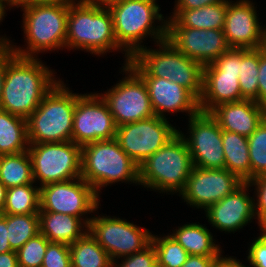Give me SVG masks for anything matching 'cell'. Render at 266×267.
Listing matches in <instances>:
<instances>
[{
  "instance_id": "5b68a950",
  "label": "cell",
  "mask_w": 266,
  "mask_h": 267,
  "mask_svg": "<svg viewBox=\"0 0 266 267\" xmlns=\"http://www.w3.org/2000/svg\"><path fill=\"white\" fill-rule=\"evenodd\" d=\"M158 48L139 50L128 64L141 77H159L188 89L198 100L202 94L203 66L180 52L169 40L155 43Z\"/></svg>"
},
{
  "instance_id": "6da1fadb",
  "label": "cell",
  "mask_w": 266,
  "mask_h": 267,
  "mask_svg": "<svg viewBox=\"0 0 266 267\" xmlns=\"http://www.w3.org/2000/svg\"><path fill=\"white\" fill-rule=\"evenodd\" d=\"M53 72L38 58L15 55L7 63L0 109L27 119L60 80Z\"/></svg>"
},
{
  "instance_id": "f907efd6",
  "label": "cell",
  "mask_w": 266,
  "mask_h": 267,
  "mask_svg": "<svg viewBox=\"0 0 266 267\" xmlns=\"http://www.w3.org/2000/svg\"><path fill=\"white\" fill-rule=\"evenodd\" d=\"M94 1L105 6V7H110V6L117 4L119 2L128 1V0H94Z\"/></svg>"
},
{
  "instance_id": "7dc6e473",
  "label": "cell",
  "mask_w": 266,
  "mask_h": 267,
  "mask_svg": "<svg viewBox=\"0 0 266 267\" xmlns=\"http://www.w3.org/2000/svg\"><path fill=\"white\" fill-rule=\"evenodd\" d=\"M73 0H24V6L39 4H70Z\"/></svg>"
},
{
  "instance_id": "e0dca14e",
  "label": "cell",
  "mask_w": 266,
  "mask_h": 267,
  "mask_svg": "<svg viewBox=\"0 0 266 267\" xmlns=\"http://www.w3.org/2000/svg\"><path fill=\"white\" fill-rule=\"evenodd\" d=\"M167 40L180 52L202 66L213 63L229 46L223 29H196L180 26L173 18H167Z\"/></svg>"
},
{
  "instance_id": "cb8c5ba5",
  "label": "cell",
  "mask_w": 266,
  "mask_h": 267,
  "mask_svg": "<svg viewBox=\"0 0 266 267\" xmlns=\"http://www.w3.org/2000/svg\"><path fill=\"white\" fill-rule=\"evenodd\" d=\"M170 234L189 255L221 256L220 244H215L212 233L205 225L187 223Z\"/></svg>"
},
{
  "instance_id": "816d5d0a",
  "label": "cell",
  "mask_w": 266,
  "mask_h": 267,
  "mask_svg": "<svg viewBox=\"0 0 266 267\" xmlns=\"http://www.w3.org/2000/svg\"><path fill=\"white\" fill-rule=\"evenodd\" d=\"M6 10L7 6L0 2V23L4 20V16H6Z\"/></svg>"
},
{
  "instance_id": "8992f818",
  "label": "cell",
  "mask_w": 266,
  "mask_h": 267,
  "mask_svg": "<svg viewBox=\"0 0 266 267\" xmlns=\"http://www.w3.org/2000/svg\"><path fill=\"white\" fill-rule=\"evenodd\" d=\"M59 80L26 119L29 144L72 141L73 115L81 95Z\"/></svg>"
},
{
  "instance_id": "2e32d148",
  "label": "cell",
  "mask_w": 266,
  "mask_h": 267,
  "mask_svg": "<svg viewBox=\"0 0 266 267\" xmlns=\"http://www.w3.org/2000/svg\"><path fill=\"white\" fill-rule=\"evenodd\" d=\"M188 136L180 130L194 166L225 169L222 129L210 113L199 112L188 118Z\"/></svg>"
},
{
  "instance_id": "4316f807",
  "label": "cell",
  "mask_w": 266,
  "mask_h": 267,
  "mask_svg": "<svg viewBox=\"0 0 266 267\" xmlns=\"http://www.w3.org/2000/svg\"><path fill=\"white\" fill-rule=\"evenodd\" d=\"M27 120L0 109V155L27 151Z\"/></svg>"
},
{
  "instance_id": "277c9868",
  "label": "cell",
  "mask_w": 266,
  "mask_h": 267,
  "mask_svg": "<svg viewBox=\"0 0 266 267\" xmlns=\"http://www.w3.org/2000/svg\"><path fill=\"white\" fill-rule=\"evenodd\" d=\"M20 9L24 12L22 29L26 49L11 43L7 36H0V46H9L24 58H38L39 53L66 48L69 4L29 5Z\"/></svg>"
},
{
  "instance_id": "7a4b0ae2",
  "label": "cell",
  "mask_w": 266,
  "mask_h": 267,
  "mask_svg": "<svg viewBox=\"0 0 266 267\" xmlns=\"http://www.w3.org/2000/svg\"><path fill=\"white\" fill-rule=\"evenodd\" d=\"M66 49L85 50L97 56L119 50L123 53L109 8L94 0H73L69 4Z\"/></svg>"
},
{
  "instance_id": "9c48e42d",
  "label": "cell",
  "mask_w": 266,
  "mask_h": 267,
  "mask_svg": "<svg viewBox=\"0 0 266 267\" xmlns=\"http://www.w3.org/2000/svg\"><path fill=\"white\" fill-rule=\"evenodd\" d=\"M27 151L39 187L81 177L82 146L73 141L29 144Z\"/></svg>"
},
{
  "instance_id": "d6986e66",
  "label": "cell",
  "mask_w": 266,
  "mask_h": 267,
  "mask_svg": "<svg viewBox=\"0 0 266 267\" xmlns=\"http://www.w3.org/2000/svg\"><path fill=\"white\" fill-rule=\"evenodd\" d=\"M229 1L223 32L231 48L257 49L266 46V26L259 22L251 0Z\"/></svg>"
},
{
  "instance_id": "ab89813d",
  "label": "cell",
  "mask_w": 266,
  "mask_h": 267,
  "mask_svg": "<svg viewBox=\"0 0 266 267\" xmlns=\"http://www.w3.org/2000/svg\"><path fill=\"white\" fill-rule=\"evenodd\" d=\"M258 104L266 107V46L259 48Z\"/></svg>"
},
{
  "instance_id": "f35d334b",
  "label": "cell",
  "mask_w": 266,
  "mask_h": 267,
  "mask_svg": "<svg viewBox=\"0 0 266 267\" xmlns=\"http://www.w3.org/2000/svg\"><path fill=\"white\" fill-rule=\"evenodd\" d=\"M248 247L247 260L252 267H266V242L259 236Z\"/></svg>"
},
{
  "instance_id": "5bb4252c",
  "label": "cell",
  "mask_w": 266,
  "mask_h": 267,
  "mask_svg": "<svg viewBox=\"0 0 266 267\" xmlns=\"http://www.w3.org/2000/svg\"><path fill=\"white\" fill-rule=\"evenodd\" d=\"M178 130L156 115L117 127L115 139L121 149L140 166L172 139Z\"/></svg>"
},
{
  "instance_id": "9a60e30c",
  "label": "cell",
  "mask_w": 266,
  "mask_h": 267,
  "mask_svg": "<svg viewBox=\"0 0 266 267\" xmlns=\"http://www.w3.org/2000/svg\"><path fill=\"white\" fill-rule=\"evenodd\" d=\"M117 126L106 101L99 93L81 94L73 115L72 141L80 146L111 140Z\"/></svg>"
},
{
  "instance_id": "f1b7e54d",
  "label": "cell",
  "mask_w": 266,
  "mask_h": 267,
  "mask_svg": "<svg viewBox=\"0 0 266 267\" xmlns=\"http://www.w3.org/2000/svg\"><path fill=\"white\" fill-rule=\"evenodd\" d=\"M0 181L7 189L35 183L28 151L0 155Z\"/></svg>"
},
{
  "instance_id": "c3c4849f",
  "label": "cell",
  "mask_w": 266,
  "mask_h": 267,
  "mask_svg": "<svg viewBox=\"0 0 266 267\" xmlns=\"http://www.w3.org/2000/svg\"><path fill=\"white\" fill-rule=\"evenodd\" d=\"M1 3H3L5 6L7 5L8 9L10 10L15 7H24V0H0Z\"/></svg>"
},
{
  "instance_id": "44dd1931",
  "label": "cell",
  "mask_w": 266,
  "mask_h": 267,
  "mask_svg": "<svg viewBox=\"0 0 266 267\" xmlns=\"http://www.w3.org/2000/svg\"><path fill=\"white\" fill-rule=\"evenodd\" d=\"M147 85L154 114L166 118V113L185 112L190 117L200 112L199 100L176 82L159 77H142Z\"/></svg>"
},
{
  "instance_id": "ffe728a7",
  "label": "cell",
  "mask_w": 266,
  "mask_h": 267,
  "mask_svg": "<svg viewBox=\"0 0 266 267\" xmlns=\"http://www.w3.org/2000/svg\"><path fill=\"white\" fill-rule=\"evenodd\" d=\"M249 187H251L249 183L244 182L233 193L205 210L206 219H208L210 225L212 224L213 228L215 227L221 232H233L234 234L237 230L243 229L248 223H251L253 219H256L255 198L250 196L248 191L251 188Z\"/></svg>"
},
{
  "instance_id": "7c38bea8",
  "label": "cell",
  "mask_w": 266,
  "mask_h": 267,
  "mask_svg": "<svg viewBox=\"0 0 266 267\" xmlns=\"http://www.w3.org/2000/svg\"><path fill=\"white\" fill-rule=\"evenodd\" d=\"M100 197L82 177L40 187V210L79 217L87 226L96 213ZM85 216V219H84Z\"/></svg>"
},
{
  "instance_id": "7402d4cb",
  "label": "cell",
  "mask_w": 266,
  "mask_h": 267,
  "mask_svg": "<svg viewBox=\"0 0 266 267\" xmlns=\"http://www.w3.org/2000/svg\"><path fill=\"white\" fill-rule=\"evenodd\" d=\"M209 113L222 130L248 138L266 117V107L254 100L243 99L219 104Z\"/></svg>"
},
{
  "instance_id": "60d3db41",
  "label": "cell",
  "mask_w": 266,
  "mask_h": 267,
  "mask_svg": "<svg viewBox=\"0 0 266 267\" xmlns=\"http://www.w3.org/2000/svg\"><path fill=\"white\" fill-rule=\"evenodd\" d=\"M218 256L189 255L181 267H217Z\"/></svg>"
},
{
  "instance_id": "3957f363",
  "label": "cell",
  "mask_w": 266,
  "mask_h": 267,
  "mask_svg": "<svg viewBox=\"0 0 266 267\" xmlns=\"http://www.w3.org/2000/svg\"><path fill=\"white\" fill-rule=\"evenodd\" d=\"M156 1L128 0L108 7L117 44L125 52L124 64L145 47L141 44L145 37L153 38L156 43L167 39V19L159 13L161 7Z\"/></svg>"
},
{
  "instance_id": "681fc988",
  "label": "cell",
  "mask_w": 266,
  "mask_h": 267,
  "mask_svg": "<svg viewBox=\"0 0 266 267\" xmlns=\"http://www.w3.org/2000/svg\"><path fill=\"white\" fill-rule=\"evenodd\" d=\"M6 192H7V188L0 181V213H2L5 203H6Z\"/></svg>"
},
{
  "instance_id": "1f68e13d",
  "label": "cell",
  "mask_w": 266,
  "mask_h": 267,
  "mask_svg": "<svg viewBox=\"0 0 266 267\" xmlns=\"http://www.w3.org/2000/svg\"><path fill=\"white\" fill-rule=\"evenodd\" d=\"M8 241L11 249L17 251L29 239L40 233L39 214H6Z\"/></svg>"
},
{
  "instance_id": "74e56055",
  "label": "cell",
  "mask_w": 266,
  "mask_h": 267,
  "mask_svg": "<svg viewBox=\"0 0 266 267\" xmlns=\"http://www.w3.org/2000/svg\"><path fill=\"white\" fill-rule=\"evenodd\" d=\"M249 185L255 186L254 211L258 225H266V174L257 176L250 181Z\"/></svg>"
},
{
  "instance_id": "ba28073f",
  "label": "cell",
  "mask_w": 266,
  "mask_h": 267,
  "mask_svg": "<svg viewBox=\"0 0 266 267\" xmlns=\"http://www.w3.org/2000/svg\"><path fill=\"white\" fill-rule=\"evenodd\" d=\"M193 167L186 141L178 132L139 166V183L159 193L180 194Z\"/></svg>"
},
{
  "instance_id": "bcb514c9",
  "label": "cell",
  "mask_w": 266,
  "mask_h": 267,
  "mask_svg": "<svg viewBox=\"0 0 266 267\" xmlns=\"http://www.w3.org/2000/svg\"><path fill=\"white\" fill-rule=\"evenodd\" d=\"M217 267H246L242 262L233 256L225 257L223 255L218 256V266Z\"/></svg>"
},
{
  "instance_id": "52a82bcc",
  "label": "cell",
  "mask_w": 266,
  "mask_h": 267,
  "mask_svg": "<svg viewBox=\"0 0 266 267\" xmlns=\"http://www.w3.org/2000/svg\"><path fill=\"white\" fill-rule=\"evenodd\" d=\"M81 177L100 196L110 184L139 183V166L121 149L117 140H101L82 146Z\"/></svg>"
},
{
  "instance_id": "e575fe53",
  "label": "cell",
  "mask_w": 266,
  "mask_h": 267,
  "mask_svg": "<svg viewBox=\"0 0 266 267\" xmlns=\"http://www.w3.org/2000/svg\"><path fill=\"white\" fill-rule=\"evenodd\" d=\"M50 241L41 233L29 239L16 251L19 267H42L44 255Z\"/></svg>"
},
{
  "instance_id": "f5cc1de1",
  "label": "cell",
  "mask_w": 266,
  "mask_h": 267,
  "mask_svg": "<svg viewBox=\"0 0 266 267\" xmlns=\"http://www.w3.org/2000/svg\"><path fill=\"white\" fill-rule=\"evenodd\" d=\"M260 230L262 232H260V237L266 242V225H259Z\"/></svg>"
},
{
  "instance_id": "484cf974",
  "label": "cell",
  "mask_w": 266,
  "mask_h": 267,
  "mask_svg": "<svg viewBox=\"0 0 266 267\" xmlns=\"http://www.w3.org/2000/svg\"><path fill=\"white\" fill-rule=\"evenodd\" d=\"M222 144L225 169L237 175L242 181L251 180L248 138L241 134L222 130Z\"/></svg>"
},
{
  "instance_id": "f546056e",
  "label": "cell",
  "mask_w": 266,
  "mask_h": 267,
  "mask_svg": "<svg viewBox=\"0 0 266 267\" xmlns=\"http://www.w3.org/2000/svg\"><path fill=\"white\" fill-rule=\"evenodd\" d=\"M40 211V187L33 184L11 187L6 192L2 214H38Z\"/></svg>"
},
{
  "instance_id": "7bdbcfd3",
  "label": "cell",
  "mask_w": 266,
  "mask_h": 267,
  "mask_svg": "<svg viewBox=\"0 0 266 267\" xmlns=\"http://www.w3.org/2000/svg\"><path fill=\"white\" fill-rule=\"evenodd\" d=\"M225 0H175V8L173 10H191L198 9L202 6L223 2Z\"/></svg>"
},
{
  "instance_id": "836d02e7",
  "label": "cell",
  "mask_w": 266,
  "mask_h": 267,
  "mask_svg": "<svg viewBox=\"0 0 266 267\" xmlns=\"http://www.w3.org/2000/svg\"><path fill=\"white\" fill-rule=\"evenodd\" d=\"M251 179L266 174V117L248 137Z\"/></svg>"
},
{
  "instance_id": "603a6c76",
  "label": "cell",
  "mask_w": 266,
  "mask_h": 267,
  "mask_svg": "<svg viewBox=\"0 0 266 267\" xmlns=\"http://www.w3.org/2000/svg\"><path fill=\"white\" fill-rule=\"evenodd\" d=\"M38 214L40 233L50 242L70 245L88 231V226L79 217L41 210Z\"/></svg>"
},
{
  "instance_id": "4fadbf2b",
  "label": "cell",
  "mask_w": 266,
  "mask_h": 267,
  "mask_svg": "<svg viewBox=\"0 0 266 267\" xmlns=\"http://www.w3.org/2000/svg\"><path fill=\"white\" fill-rule=\"evenodd\" d=\"M112 217L93 215L88 224V232L112 261L139 252L151 243L152 233L149 229L130 223L125 218Z\"/></svg>"
},
{
  "instance_id": "ee69618b",
  "label": "cell",
  "mask_w": 266,
  "mask_h": 267,
  "mask_svg": "<svg viewBox=\"0 0 266 267\" xmlns=\"http://www.w3.org/2000/svg\"><path fill=\"white\" fill-rule=\"evenodd\" d=\"M8 230L6 223V214L0 213V253L13 251L8 241Z\"/></svg>"
},
{
  "instance_id": "f6af8a7d",
  "label": "cell",
  "mask_w": 266,
  "mask_h": 267,
  "mask_svg": "<svg viewBox=\"0 0 266 267\" xmlns=\"http://www.w3.org/2000/svg\"><path fill=\"white\" fill-rule=\"evenodd\" d=\"M0 267H19L16 251L0 253Z\"/></svg>"
},
{
  "instance_id": "8d00e7d4",
  "label": "cell",
  "mask_w": 266,
  "mask_h": 267,
  "mask_svg": "<svg viewBox=\"0 0 266 267\" xmlns=\"http://www.w3.org/2000/svg\"><path fill=\"white\" fill-rule=\"evenodd\" d=\"M113 261V267H156V251L152 243L143 250ZM117 263V264H116Z\"/></svg>"
},
{
  "instance_id": "30bf717a",
  "label": "cell",
  "mask_w": 266,
  "mask_h": 267,
  "mask_svg": "<svg viewBox=\"0 0 266 267\" xmlns=\"http://www.w3.org/2000/svg\"><path fill=\"white\" fill-rule=\"evenodd\" d=\"M122 68L125 77L104 94L99 93L108 104L117 127L155 115L143 78L129 64Z\"/></svg>"
},
{
  "instance_id": "8fae6325",
  "label": "cell",
  "mask_w": 266,
  "mask_h": 267,
  "mask_svg": "<svg viewBox=\"0 0 266 267\" xmlns=\"http://www.w3.org/2000/svg\"><path fill=\"white\" fill-rule=\"evenodd\" d=\"M240 49L231 48L213 63L203 66L201 112L209 113L222 103L243 100L239 85Z\"/></svg>"
},
{
  "instance_id": "83f0119b",
  "label": "cell",
  "mask_w": 266,
  "mask_h": 267,
  "mask_svg": "<svg viewBox=\"0 0 266 267\" xmlns=\"http://www.w3.org/2000/svg\"><path fill=\"white\" fill-rule=\"evenodd\" d=\"M69 248L71 267H113L108 253L88 231Z\"/></svg>"
},
{
  "instance_id": "d590c367",
  "label": "cell",
  "mask_w": 266,
  "mask_h": 267,
  "mask_svg": "<svg viewBox=\"0 0 266 267\" xmlns=\"http://www.w3.org/2000/svg\"><path fill=\"white\" fill-rule=\"evenodd\" d=\"M42 267H71L69 245L49 242L45 251Z\"/></svg>"
},
{
  "instance_id": "b9f144b4",
  "label": "cell",
  "mask_w": 266,
  "mask_h": 267,
  "mask_svg": "<svg viewBox=\"0 0 266 267\" xmlns=\"http://www.w3.org/2000/svg\"><path fill=\"white\" fill-rule=\"evenodd\" d=\"M16 54L9 46H0V104L2 97V89L5 81V74L7 71V63L15 56Z\"/></svg>"
},
{
  "instance_id": "ac0fdd59",
  "label": "cell",
  "mask_w": 266,
  "mask_h": 267,
  "mask_svg": "<svg viewBox=\"0 0 266 267\" xmlns=\"http://www.w3.org/2000/svg\"><path fill=\"white\" fill-rule=\"evenodd\" d=\"M244 181L226 169L200 168L194 166L184 190L179 194L181 199L191 207L204 211L233 193Z\"/></svg>"
},
{
  "instance_id": "d4e9b609",
  "label": "cell",
  "mask_w": 266,
  "mask_h": 267,
  "mask_svg": "<svg viewBox=\"0 0 266 267\" xmlns=\"http://www.w3.org/2000/svg\"><path fill=\"white\" fill-rule=\"evenodd\" d=\"M230 0L202 6L191 10H174L173 18L180 26L196 29H223L227 4Z\"/></svg>"
},
{
  "instance_id": "4dcf8cb0",
  "label": "cell",
  "mask_w": 266,
  "mask_h": 267,
  "mask_svg": "<svg viewBox=\"0 0 266 267\" xmlns=\"http://www.w3.org/2000/svg\"><path fill=\"white\" fill-rule=\"evenodd\" d=\"M259 48L240 49L239 85L243 99L258 103Z\"/></svg>"
},
{
  "instance_id": "d6a6232c",
  "label": "cell",
  "mask_w": 266,
  "mask_h": 267,
  "mask_svg": "<svg viewBox=\"0 0 266 267\" xmlns=\"http://www.w3.org/2000/svg\"><path fill=\"white\" fill-rule=\"evenodd\" d=\"M151 243L156 251L158 267H181L189 257V254L170 233L163 237L152 234Z\"/></svg>"
}]
</instances>
